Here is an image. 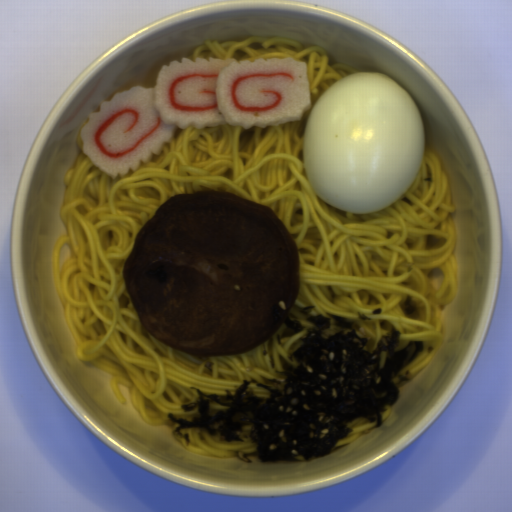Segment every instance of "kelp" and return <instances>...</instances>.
<instances>
[{
    "label": "kelp",
    "instance_id": "d102d525",
    "mask_svg": "<svg viewBox=\"0 0 512 512\" xmlns=\"http://www.w3.org/2000/svg\"><path fill=\"white\" fill-rule=\"evenodd\" d=\"M315 308H316L315 306H311V305H310V306H301V307L299 308V313H300L301 315L308 316V315H309V313H310L313 309H315Z\"/></svg>",
    "mask_w": 512,
    "mask_h": 512
},
{
    "label": "kelp",
    "instance_id": "861f05c9",
    "mask_svg": "<svg viewBox=\"0 0 512 512\" xmlns=\"http://www.w3.org/2000/svg\"><path fill=\"white\" fill-rule=\"evenodd\" d=\"M274 341L275 337L274 334L268 338L267 343V351L269 353V362L271 364V369H275V355H274Z\"/></svg>",
    "mask_w": 512,
    "mask_h": 512
},
{
    "label": "kelp",
    "instance_id": "cf089659",
    "mask_svg": "<svg viewBox=\"0 0 512 512\" xmlns=\"http://www.w3.org/2000/svg\"><path fill=\"white\" fill-rule=\"evenodd\" d=\"M283 324L285 328L282 333L277 336L278 345L282 342V338L291 337L305 329L302 323L293 320L290 316H288L287 320Z\"/></svg>",
    "mask_w": 512,
    "mask_h": 512
},
{
    "label": "kelp",
    "instance_id": "99668d17",
    "mask_svg": "<svg viewBox=\"0 0 512 512\" xmlns=\"http://www.w3.org/2000/svg\"><path fill=\"white\" fill-rule=\"evenodd\" d=\"M312 324L301 336L300 347L288 355H279L281 371L275 378L261 375L260 381L244 379L234 394H205L198 387V398L181 405L184 413L197 409L188 420L168 413L177 426L173 436L190 444L189 433L182 429H198L215 435L221 442H244L241 433L252 427L248 436L256 451L243 454L245 463L256 458L260 463L312 461L330 455L337 443L352 433L356 420L383 424L387 406L395 404L401 392L394 378L416 359L424 348V340H411L402 350L401 333L391 327L372 353L366 351L368 338L357 331L360 323L352 318L325 314L309 316ZM265 388L270 396L257 397L250 383ZM212 403L226 410L212 412Z\"/></svg>",
    "mask_w": 512,
    "mask_h": 512
},
{
    "label": "kelp",
    "instance_id": "604fcf36",
    "mask_svg": "<svg viewBox=\"0 0 512 512\" xmlns=\"http://www.w3.org/2000/svg\"><path fill=\"white\" fill-rule=\"evenodd\" d=\"M404 314L407 318H413L418 315L419 313V306L414 302L411 295L405 296V299L400 304Z\"/></svg>",
    "mask_w": 512,
    "mask_h": 512
}]
</instances>
